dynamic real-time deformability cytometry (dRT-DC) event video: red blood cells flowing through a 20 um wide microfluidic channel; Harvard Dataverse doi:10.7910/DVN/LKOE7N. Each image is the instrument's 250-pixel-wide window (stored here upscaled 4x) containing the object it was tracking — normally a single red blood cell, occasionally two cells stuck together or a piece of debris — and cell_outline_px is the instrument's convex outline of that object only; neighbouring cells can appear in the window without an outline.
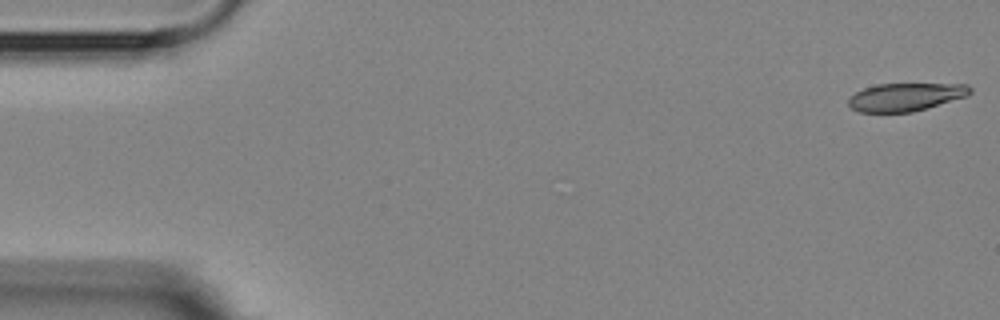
{"species": "Egyptian fruit bat (a non-hibernating species)", "species_latin": "Rousettus aegyptiacus", "temperature_condition": "room temperature", "stored_images_in_passage": 4, "camera_frame_rate_fps": 3000, "um_per_image_px": 0.085, "animal": {"sex": "female"}, "frame": {"image": 1, "passage_image": 1, "time_ms": 0.0, "image_size_px": [1000, 320], "cell_outline_px": [[972, 92], [964, 96], [912, 112], [860, 112], [852, 108], [848, 104], [848, 100], [856, 92], [864, 88], [876, 84], [968, 84], [972, 88]], "centroid_in_image_um": [76.95, 8.23], "position_along_channel_um": 8.1, "area_um2": 19.48}}
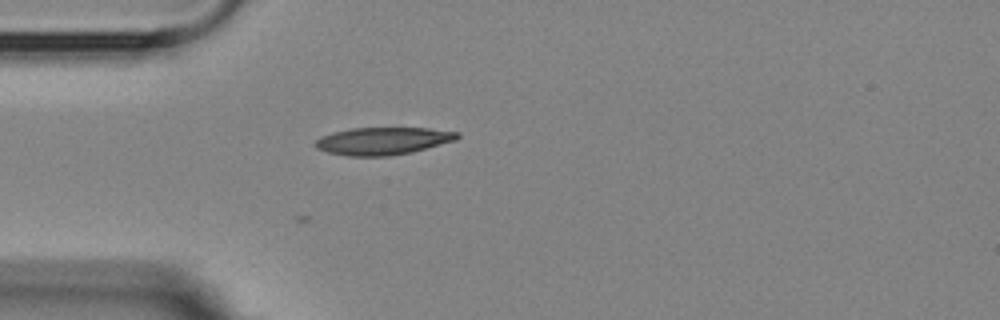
{"frame": {"image": 2, "passage_image": 4, "time_ms": 4.667, "image_size_px": [1000, 320], "cell_outline_px": [[460, 136], [456, 140], [412, 152], [388, 156], [348, 156], [328, 152], [316, 148], [316, 140], [320, 136], [332, 132], [352, 128], [428, 128], [460, 132]], "centroid_in_image_um": [32.56, 11.98], "position_along_channel_um": 52.4, "area_um2": 22.72}}